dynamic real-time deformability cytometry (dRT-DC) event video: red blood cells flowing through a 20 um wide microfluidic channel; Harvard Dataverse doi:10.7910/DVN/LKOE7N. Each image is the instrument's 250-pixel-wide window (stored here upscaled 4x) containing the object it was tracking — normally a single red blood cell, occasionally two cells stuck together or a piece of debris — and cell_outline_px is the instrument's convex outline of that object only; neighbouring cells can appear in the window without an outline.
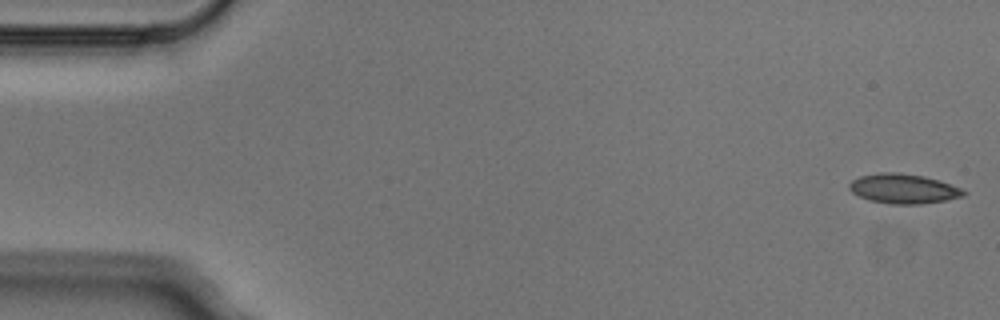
{"species": "Egyptian fruit bat (a non-hibernating species)", "species_latin": "Rousettus aegyptiacus", "temperature_condition": "cold", "stored_images_in_passage": 5, "camera_frame_rate_fps": 3000, "um_per_image_px": 0.085, "animal": {"sex": "male"}, "frame": {"image": 1, "passage_image": 1, "time_ms": 0.0, "image_size_px": [1000, 320], "cell_outline_px": [[968, 192], [964, 196], [944, 200], [920, 204], [888, 204], [868, 200], [852, 192], [848, 188], [848, 184], [852, 180], [860, 176], [880, 172], [896, 172], [924, 176], [940, 180], [960, 188]], "centroid_in_image_um": [76.77, 16.04], "position_along_channel_um": 8.2, "area_um2": 19.83}}
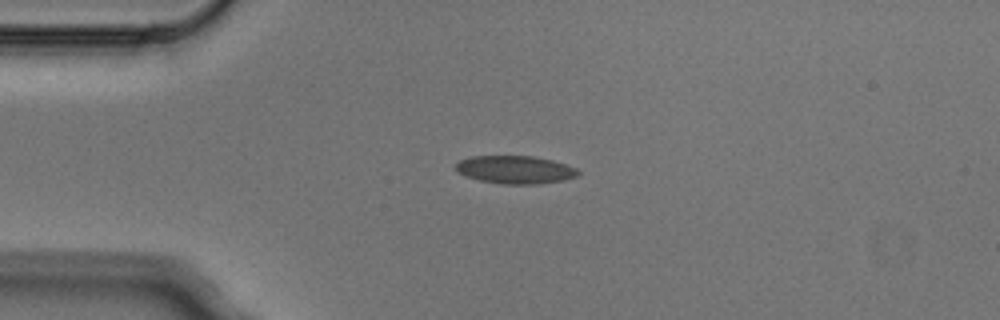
{"frame": {"image": 2, "passage_image": 4, "time_ms": 1.0, "image_size_px": [1000, 320], "cell_outline_px": [[580, 172], [576, 176], [564, 180], [540, 184], [504, 184], [480, 180], [464, 176], [456, 168], [456, 164], [460, 160], [472, 156], [532, 156], [552, 160], [576, 168]], "centroid_in_image_um": [43.8, 14.42], "position_along_channel_um": 41.2, "area_um2": 19.77}}